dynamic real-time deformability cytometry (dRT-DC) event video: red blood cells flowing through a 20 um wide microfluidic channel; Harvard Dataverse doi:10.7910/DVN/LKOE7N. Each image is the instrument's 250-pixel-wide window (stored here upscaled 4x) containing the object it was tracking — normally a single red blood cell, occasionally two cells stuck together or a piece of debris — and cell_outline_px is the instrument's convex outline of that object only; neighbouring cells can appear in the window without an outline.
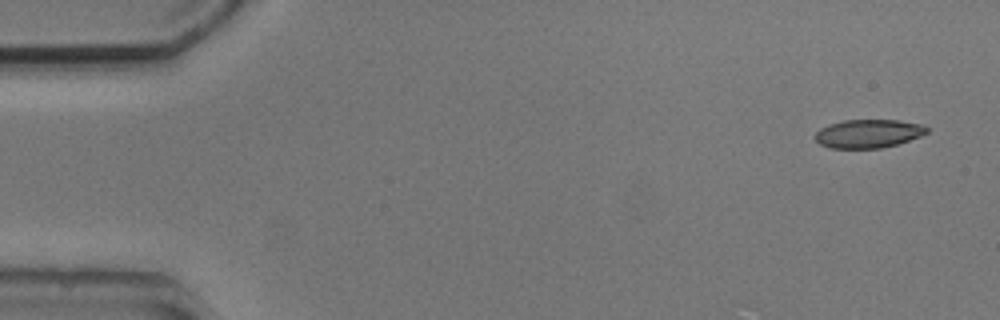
{"species": "common noctule bat (a hibernating species)", "species_latin": "Nyctalus noctula", "temperature_condition": "cold", "stored_images_in_passage": 7, "camera_frame_rate_fps": 3000, "um_per_image_px": 0.085, "animal": {"sex": "male", "body_mass_g": 20.5, "forearm_length_mm": 52.5}, "frame": {"image": 1, "passage_image": 1, "time_ms": 0.0, "image_size_px": [1000, 320], "cell_outline_px": [[928, 132], [920, 136], [896, 144], [880, 148], [828, 148], [820, 144], [812, 136], [820, 128], [828, 124], [844, 120], [900, 120], [924, 124], [928, 128]], "centroid_in_image_um": [73.78, 11.35], "position_along_channel_um": 11.2, "area_um2": 18.67}}
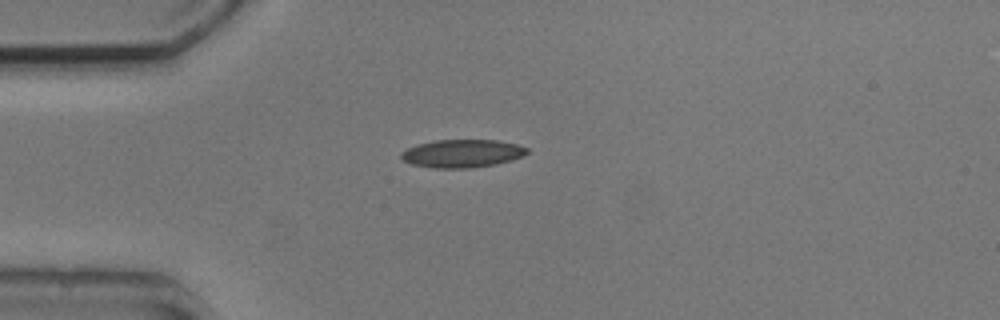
{"frame": {"image": 2, "passage_image": 4, "time_ms": 3.667, "image_size_px": [1000, 320], "cell_outline_px": [[528, 152], [512, 160], [496, 164], [472, 168], [432, 168], [412, 164], [404, 160], [400, 156], [400, 152], [416, 144], [432, 140], [496, 140], [516, 144], [528, 148]], "centroid_in_image_um": [39.25, 13.04], "position_along_channel_um": 45.7, "area_um2": 20.58}}